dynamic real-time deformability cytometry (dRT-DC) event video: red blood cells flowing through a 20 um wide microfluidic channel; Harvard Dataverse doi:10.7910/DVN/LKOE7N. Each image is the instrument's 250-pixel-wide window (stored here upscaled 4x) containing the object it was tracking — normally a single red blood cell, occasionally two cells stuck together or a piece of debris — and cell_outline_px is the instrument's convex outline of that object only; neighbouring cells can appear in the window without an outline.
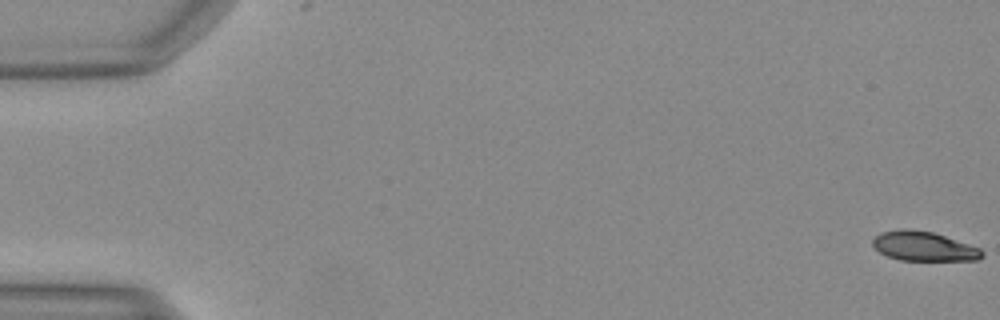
{"species": "Egyptian fruit bat (a non-hibernating species)", "species_latin": "Rousettus aegyptiacus", "temperature_condition": "warm", "stored_images_in_passage": 51, "camera_frame_rate_fps": 3000, "um_per_image_px": 0.085, "animal": {"sex": "female"}, "frame": {"image": 1, "passage_image": 1, "time_ms": 0.0, "image_size_px": [1000, 320], "cell_outline_px": [[984, 256], [976, 260], [900, 260], [888, 256], [880, 252], [872, 244], [872, 240], [880, 232], [900, 228], [908, 228], [932, 232], [980, 248], [984, 252]], "centroid_in_image_um": [78.5, 20.92], "position_along_channel_um": 6.5, "area_um2": 18.67}}
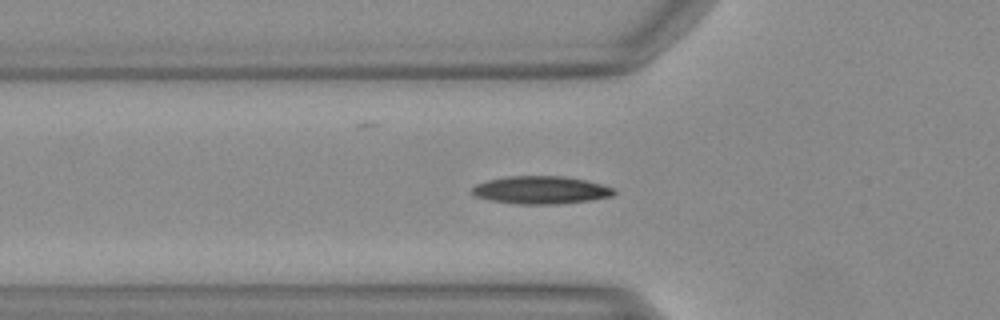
{"frame": {"image": 2, "passage_image": 18, "time_ms": 5.667, "image_size_px": [1000, 320], "cell_outline_px": [[616, 192], [612, 196], [588, 200], [556, 204], [520, 204], [488, 200], [476, 196], [472, 192], [472, 188], [476, 184], [484, 180], [508, 176], [560, 176], [584, 180], [600, 184], [612, 188]], "centroid_in_image_um": [45.91, 16.15], "position_along_channel_um": 79.9, "area_um2": 22.77}}
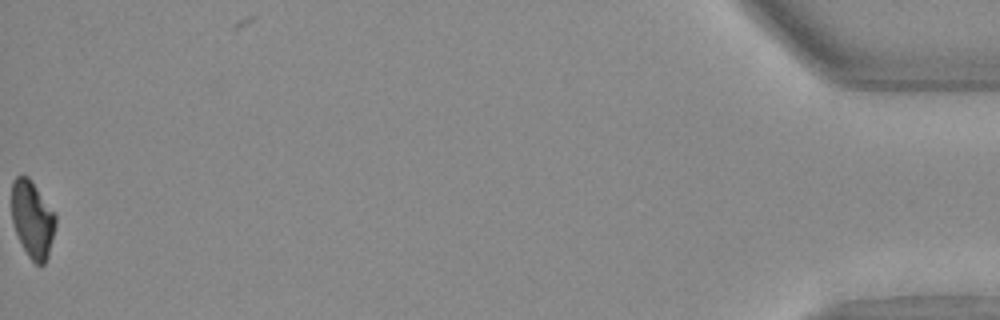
{"frame": {"image": 3, "passage_image": 51, "time_ms": 16.667, "image_size_px": [1000, 320], "cell_outline_px": [[56, 224], [48, 256], [44, 264], [36, 264], [28, 256], [12, 224], [12, 180], [16, 176], [28, 176], [56, 216]], "centroid_in_image_um": [2.74, 18.64], "position_along_channel_um": 432.5, "area_um2": 19.36}}